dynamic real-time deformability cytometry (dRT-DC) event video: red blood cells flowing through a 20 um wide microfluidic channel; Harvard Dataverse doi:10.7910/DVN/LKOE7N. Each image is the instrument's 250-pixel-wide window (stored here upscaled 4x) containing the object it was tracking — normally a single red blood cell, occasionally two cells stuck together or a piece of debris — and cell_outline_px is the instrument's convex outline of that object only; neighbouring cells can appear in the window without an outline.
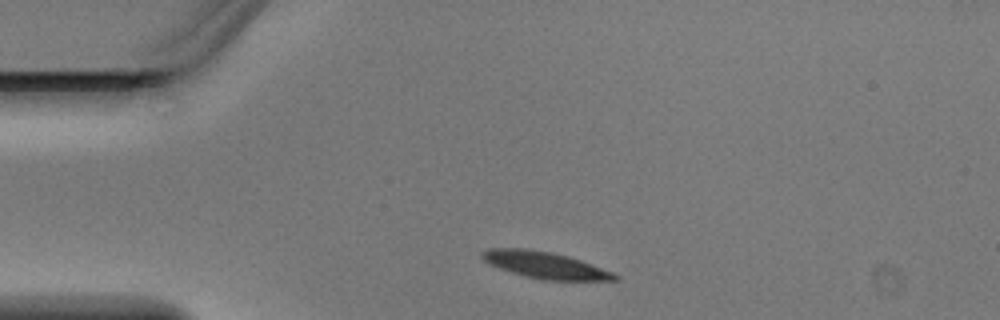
{"species": "Egyptian fruit bat (a non-hibernating species)", "species_latin": "Rousettus aegyptiacus", "temperature_condition": "warm", "stored_images_in_passage": 1, "camera_frame_rate_fps": 3000, "um_per_image_px": 0.085, "animal": {"sex": "male"}, "frame": {"image": 1, "passage_image": 1, "time_ms": 0.0, "image_size_px": [1000, 320], "cell_outline_px": [[620, 280], [544, 280], [524, 276], [488, 264], [480, 256], [480, 252], [488, 248], [524, 248], [552, 252], [568, 256], [592, 264], [612, 272], [620, 276]], "centroid_in_image_um": [46.31, 22.52], "position_along_channel_um": 38.7, "area_um2": 20.63}}